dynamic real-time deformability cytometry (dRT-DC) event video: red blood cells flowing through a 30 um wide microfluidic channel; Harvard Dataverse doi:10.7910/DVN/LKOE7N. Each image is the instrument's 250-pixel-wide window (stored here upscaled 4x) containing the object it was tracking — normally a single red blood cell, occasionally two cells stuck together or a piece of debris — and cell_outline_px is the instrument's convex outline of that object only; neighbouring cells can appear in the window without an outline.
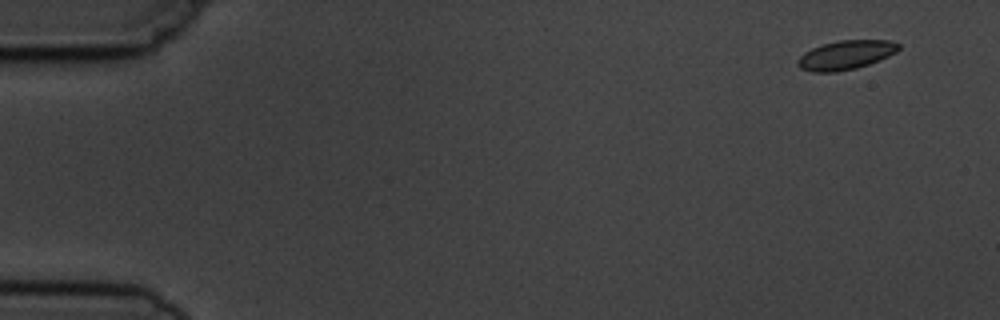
{"species": "common noctule bat (a hibernating species)", "species_latin": "Nyctalus noctula", "temperature_condition": "cold", "stored_images_in_passage": 4, "camera_frame_rate_fps": 3000, "um_per_image_px": 0.085, "animal": {"sex": "male", "body_mass_g": 19.5, "forearm_length_mm": 54.6}, "frame": {"image": 1, "passage_image": 1, "time_ms": 0.0, "image_size_px": [1000, 320], "cell_outline_px": [[900, 48], [896, 52], [880, 60], [856, 68], [836, 72], [812, 72], [800, 68], [796, 64], [796, 60], [804, 52], [820, 44], [840, 40], [888, 40], [900, 44]], "centroid_in_image_um": [71.86, 4.67], "position_along_channel_um": 13.1, "area_um2": 17.22}}
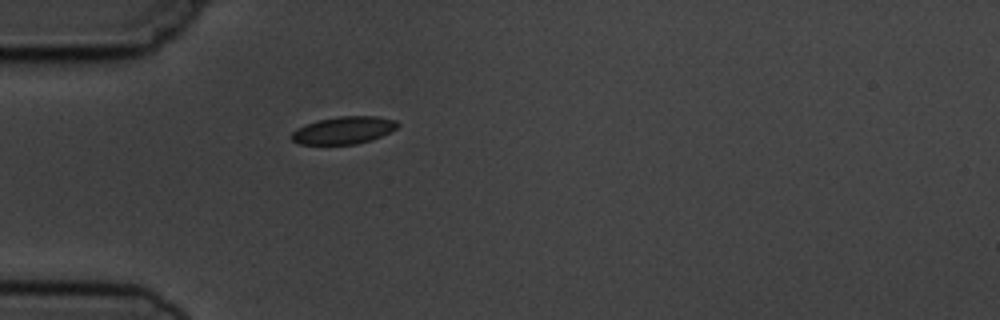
{"frame": {"image": 2, "passage_image": 4, "time_ms": 4.333, "image_size_px": [1000, 320], "cell_outline_px": [[400, 124], [396, 128], [372, 140], [356, 144], [300, 144], [292, 140], [292, 132], [296, 128], [304, 124], [316, 120], [340, 116], [376, 116], [396, 120]], "centroid_in_image_um": [29.19, 11.06], "position_along_channel_um": 55.8, "area_um2": 16.94}}